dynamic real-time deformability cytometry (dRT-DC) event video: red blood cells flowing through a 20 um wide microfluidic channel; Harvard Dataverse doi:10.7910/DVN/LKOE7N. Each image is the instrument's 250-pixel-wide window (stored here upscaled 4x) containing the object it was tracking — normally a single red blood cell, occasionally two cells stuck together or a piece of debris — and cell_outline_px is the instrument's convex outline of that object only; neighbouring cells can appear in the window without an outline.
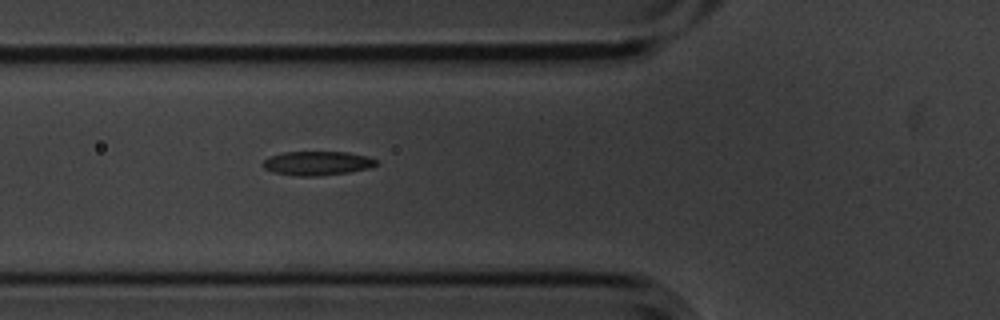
{"species": "common noctule bat (a hibernating species)", "species_latin": "Nyctalus noctula", "temperature_condition": "cold", "stored_images_in_passage": 3, "camera_frame_rate_fps": 3000, "um_per_image_px": 0.085, "animal": {"sex": "male", "body_mass_g": 20.1, "forearm_length_mm": 53.5}, "frame": {"image": 1, "passage_image": 3, "time_ms": 0.667, "image_size_px": [1000, 320], "cell_outline_px": [[380, 164], [368, 168], [348, 172], [316, 176], [300, 176], [272, 172], [264, 168], [264, 160], [268, 156], [284, 152], [348, 152], [368, 156], [376, 160]], "centroid_in_image_um": [26.98, 13.87], "position_along_channel_um": 98.8, "area_um2": 15.84}}